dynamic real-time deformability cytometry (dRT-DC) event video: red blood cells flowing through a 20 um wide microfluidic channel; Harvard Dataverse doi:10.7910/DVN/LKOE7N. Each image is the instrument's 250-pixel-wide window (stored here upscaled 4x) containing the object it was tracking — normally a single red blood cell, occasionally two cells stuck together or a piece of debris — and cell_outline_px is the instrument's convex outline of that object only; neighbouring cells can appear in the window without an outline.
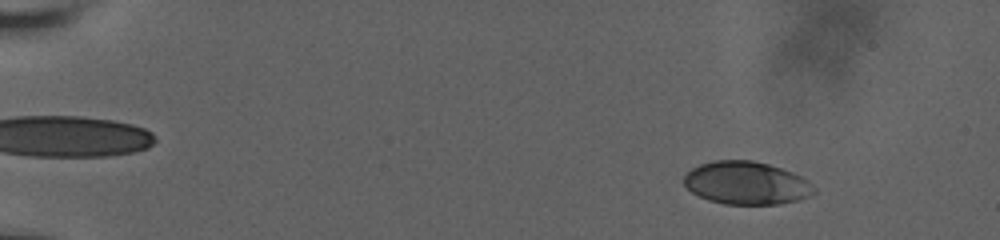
{"species": "human", "species_latin": "Homo sapiens", "temperature_condition": "room temperature", "stored_images_in_passage": 58, "camera_frame_rate_fps": 3000, "um_per_image_px": 0.085, "donor": {"sex": "male"}, "frame": {"image": 1, "passage_image": 8, "time_ms": 2.333, "image_size_px": [1000, 240], "cell_outline_px": [[816, 192], [808, 196], [796, 200], [780, 204], [724, 204], [708, 200], [692, 192], [684, 184], [684, 176], [692, 168], [700, 164], [716, 160], [752, 160], [768, 164], [792, 172], [808, 180], [816, 188]], "centroid_in_image_um": [63.45, 15.56], "position_along_channel_um": 21.5, "area_um2": 32.43}}
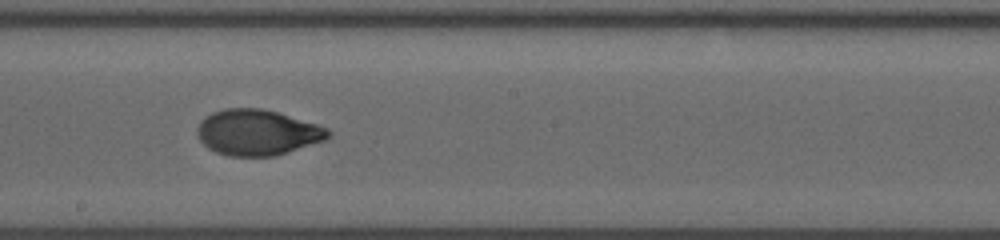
{"frame": {"image": 2, "passage_image": 35, "time_ms": 11.333, "image_size_px": [1000, 240], "cell_outline_px": [[332, 136], [324, 140], [276, 156], [228, 156], [216, 152], [208, 148], [200, 140], [196, 132], [196, 128], [200, 120], [204, 116], [212, 112], [224, 108], [260, 108], [276, 112], [316, 124], [328, 128], [332, 132]], "centroid_in_image_um": [21.84, 11.26], "position_along_channel_um": 226.4, "area_um2": 34.97}}
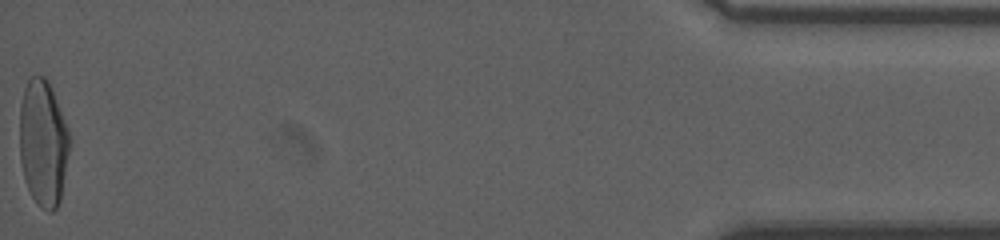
{"frame": {"image": 3, "passage_image": 58, "time_ms": 19.0, "image_size_px": [1000, 240], "cell_outline_px": [[68, 152], [60, 200], [56, 208], [52, 212], [48, 212], [40, 208], [36, 204], [28, 188], [24, 176], [20, 160], [20, 104], [24, 88], [28, 80], [32, 76], [44, 76], [48, 80], [68, 132]], "centroid_in_image_um": [3.63, 12.18], "position_along_channel_um": 431.6, "area_um2": 36.18}, "authors_computed_cell_mechanics": {"area_um2": 34.1309, "velocity_mm_per_s": 3.7949, "shape_relaxation_time_tau1_ms": 4.1306, "shape_relaxation_time_tau2_ms": 1.0126, "deformation_change_tau1": 0.1874, "deformation_change_tau2": 0.0478}}